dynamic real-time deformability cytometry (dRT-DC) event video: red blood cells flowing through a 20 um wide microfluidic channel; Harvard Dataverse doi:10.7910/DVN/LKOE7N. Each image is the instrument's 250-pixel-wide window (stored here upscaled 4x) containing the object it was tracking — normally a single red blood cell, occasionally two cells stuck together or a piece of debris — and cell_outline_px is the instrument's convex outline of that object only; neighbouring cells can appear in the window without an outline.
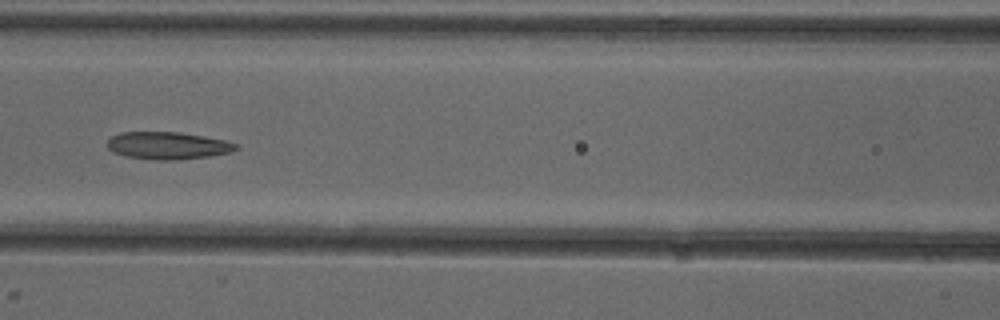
{"species": "common noctule bat (a hibernating species)", "species_latin": "Nyctalus noctula", "temperature_condition": "cold", "stored_images_in_passage": 6, "camera_frame_rate_fps": 3000, "um_per_image_px": 0.085, "animal": {"sex": "female"}, "frame": {"image": 1, "passage_image": 6, "time_ms": 6.667, "image_size_px": [1000, 320], "cell_outline_px": [[240, 148], [232, 152], [208, 156], [176, 160], [160, 160], [124, 156], [112, 152], [108, 148], [108, 140], [112, 136], [120, 132], [180, 132], [224, 140], [240, 144]], "centroid_in_image_um": [14.28, 12.37], "position_along_channel_um": 152.3, "area_um2": 20.58}}